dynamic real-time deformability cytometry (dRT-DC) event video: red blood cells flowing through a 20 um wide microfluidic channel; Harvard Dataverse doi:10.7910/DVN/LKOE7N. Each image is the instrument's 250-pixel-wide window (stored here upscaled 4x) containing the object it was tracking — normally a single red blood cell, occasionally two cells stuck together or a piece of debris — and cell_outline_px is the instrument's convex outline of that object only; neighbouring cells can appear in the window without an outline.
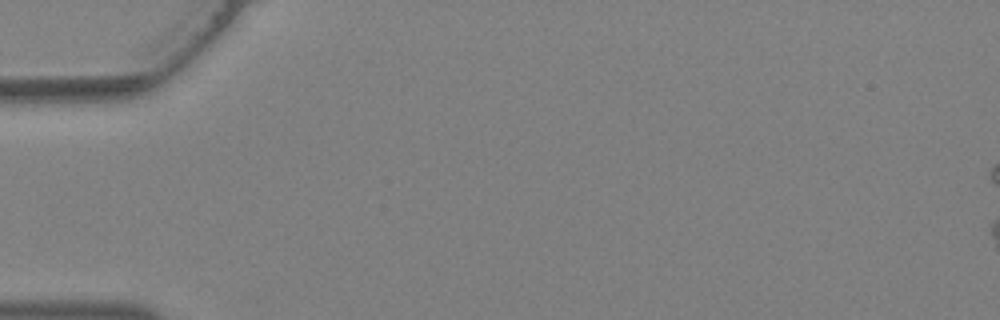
{"species": "Egyptian fruit bat (a non-hibernating species)", "species_latin": "Rousettus aegyptiacus", "temperature_condition": "warm", "stored_images_in_passage": 2, "camera_frame_rate_fps": 3000, "um_per_image_px": 0.085, "animal": {"sex": "female"}, "frame": {"image": 1, "passage_image": 1, "time_ms": 0.0, "image_size_px": [1000, 320], "cell_outline_px": [[384, 300], [380, 300], [368, 292], [304, 236], [268, 204], [208, 148], [200, 132], [216, 132], [224, 136], [244, 148], [292, 192], [380, 280], [384, 292]], "centroid_in_image_um": [24.8, 17.81], "position_along_channel_um": 60.2, "area_um2": 37.22}}